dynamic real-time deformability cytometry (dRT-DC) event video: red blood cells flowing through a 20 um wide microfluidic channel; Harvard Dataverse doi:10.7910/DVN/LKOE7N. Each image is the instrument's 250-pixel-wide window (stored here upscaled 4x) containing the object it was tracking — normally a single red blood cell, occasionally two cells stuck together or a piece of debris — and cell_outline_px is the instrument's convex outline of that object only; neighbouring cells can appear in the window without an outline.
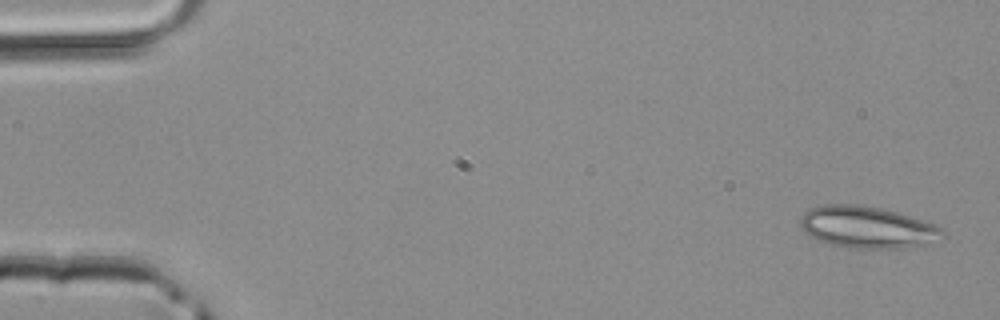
{"species": "common noctule bat (a hibernating species)", "species_latin": "Nyctalus noctula", "temperature_condition": "room temperature", "stored_images_in_passage": 4, "camera_frame_rate_fps": 3000, "um_per_image_px": 0.085, "animal": {"sex": "male", "body_mass_g": 20.4}, "frame": {"image": 1, "passage_image": 1, "time_ms": 0.0, "image_size_px": [1000, 320], "cell_outline_px": [[944, 232], [924, 244], [904, 248], [848, 248], [832, 244], [820, 240], [804, 232], [800, 228], [800, 216], [804, 212], [812, 208], [824, 204], [856, 204], [880, 208], [896, 212], [944, 228]], "centroid_in_image_um": [73.62, 19.3], "position_along_channel_um": 11.4, "area_um2": 33.99}}